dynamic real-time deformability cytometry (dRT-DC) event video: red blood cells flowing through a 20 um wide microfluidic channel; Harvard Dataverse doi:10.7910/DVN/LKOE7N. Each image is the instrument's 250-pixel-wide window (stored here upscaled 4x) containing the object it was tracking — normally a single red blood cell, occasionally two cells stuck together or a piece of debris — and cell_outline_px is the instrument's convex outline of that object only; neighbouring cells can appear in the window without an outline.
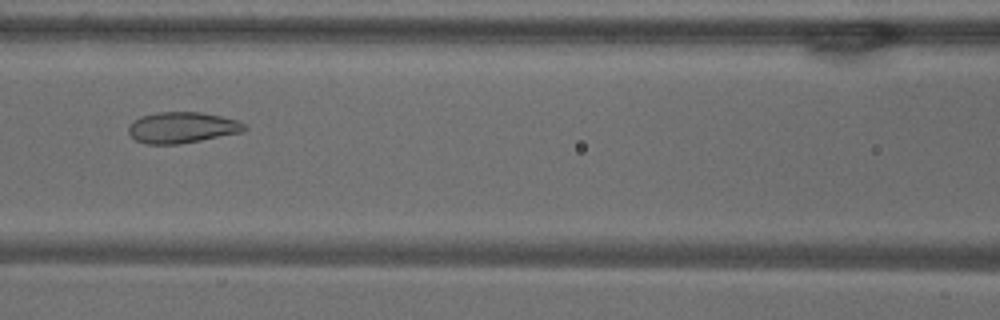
{"species": "common noctule bat (a hibernating species)", "species_latin": "Nyctalus noctula", "temperature_condition": "warm", "stored_images_in_passage": 56, "camera_frame_rate_fps": 3000, "um_per_image_px": 0.085, "animal": {"sex": "male", "body_mass_g": 18.8}, "frame": {"image": 1, "passage_image": 25, "time_ms": 8.0, "image_size_px": [1000, 320], "cell_outline_px": [[248, 128], [244, 132], [180, 144], [144, 144], [136, 140], [128, 132], [128, 128], [140, 116], [156, 112], [200, 112], [220, 116], [236, 120], [244, 124]], "centroid_in_image_um": [15.49, 10.85], "position_along_channel_um": 151.1, "area_um2": 20.92}}
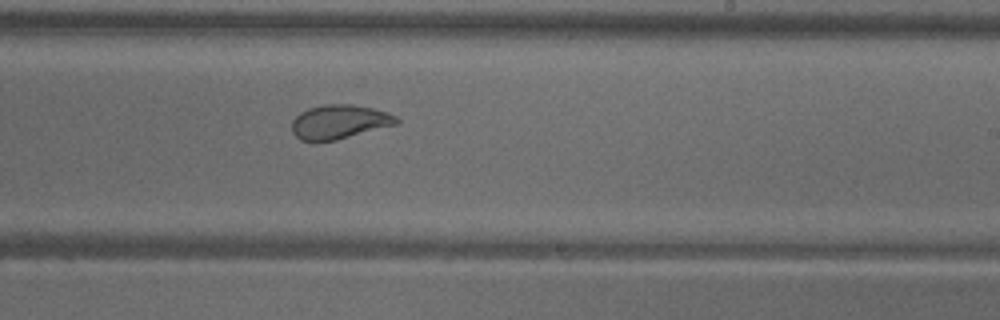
{"frame": {"image": 2, "passage_image": 34, "time_ms": 11.0, "image_size_px": [1000, 320], "cell_outline_px": [[400, 120], [396, 124], [336, 140], [300, 140], [292, 132], [292, 120], [300, 112], [308, 108], [324, 104], [352, 104], [372, 108], [396, 116]], "centroid_in_image_um": [28.81, 10.34], "position_along_channel_um": 260.2, "area_um2": 20.52}}
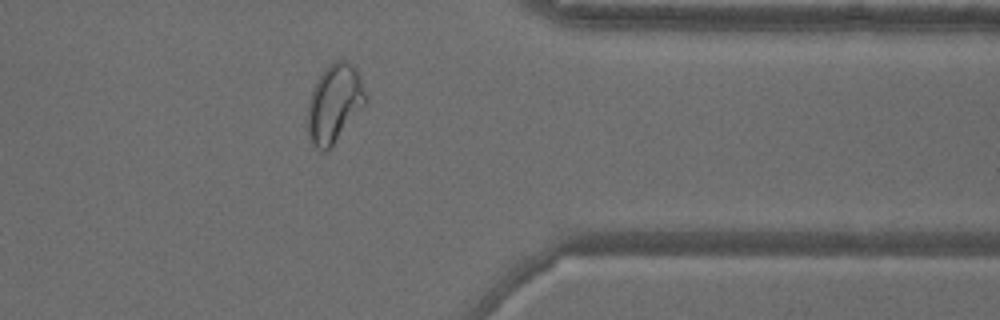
{"frame": {"image": 3, "passage_image": 45, "time_ms": 14.667, "image_size_px": [1000, 320], "cell_outline_px": [[368, 100], [364, 108], [332, 148], [328, 152], [320, 152], [312, 144], [308, 132], [308, 100], [312, 88], [316, 80], [324, 68], [328, 64], [336, 60], [344, 60], [356, 68], [360, 76]], "centroid_in_image_um": [28.43, 8.83], "position_along_channel_um": 383.0, "area_um2": 27.17}, "authors_computed_cell_mechanics": {"area_um2": 27.2238, "velocity_mm_per_s": 3.65, "shape_relaxation_time_tau1_ms": 8.551, "shape_relaxation_time_tau2_ms": 0.8855, "deformation_change_tau1": 0.2097, "deformation_change_tau2": 0.0674}}